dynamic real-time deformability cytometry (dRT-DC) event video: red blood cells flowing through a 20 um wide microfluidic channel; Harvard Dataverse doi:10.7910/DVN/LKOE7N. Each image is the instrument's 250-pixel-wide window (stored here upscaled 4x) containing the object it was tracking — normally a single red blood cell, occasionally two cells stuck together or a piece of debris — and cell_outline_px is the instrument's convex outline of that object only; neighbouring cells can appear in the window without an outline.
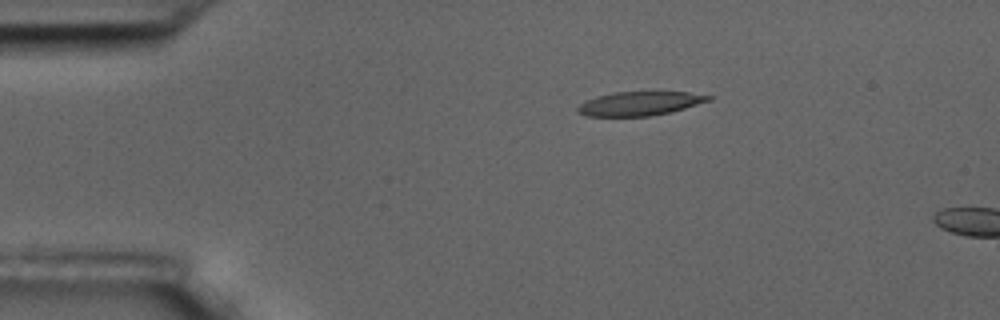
{"species": "common noctule bat (a hibernating species)", "species_latin": "Nyctalus noctula", "temperature_condition": "room temperature", "stored_images_in_passage": 2, "camera_frame_rate_fps": 3000, "um_per_image_px": 0.085, "animal": {"sex": "male", "body_mass_g": 17.5, "forearm_length_mm": 52.3}, "frame": {"image": 1, "passage_image": 1, "time_ms": 0.0, "image_size_px": [1000, 320], "cell_outline_px": [[712, 100], [672, 112], [648, 116], [588, 116], [576, 112], [576, 108], [580, 104], [596, 96], [612, 92], [688, 92], [712, 96]], "centroid_in_image_um": [54.38, 8.8], "position_along_channel_um": 30.6, "area_um2": 18.26}}